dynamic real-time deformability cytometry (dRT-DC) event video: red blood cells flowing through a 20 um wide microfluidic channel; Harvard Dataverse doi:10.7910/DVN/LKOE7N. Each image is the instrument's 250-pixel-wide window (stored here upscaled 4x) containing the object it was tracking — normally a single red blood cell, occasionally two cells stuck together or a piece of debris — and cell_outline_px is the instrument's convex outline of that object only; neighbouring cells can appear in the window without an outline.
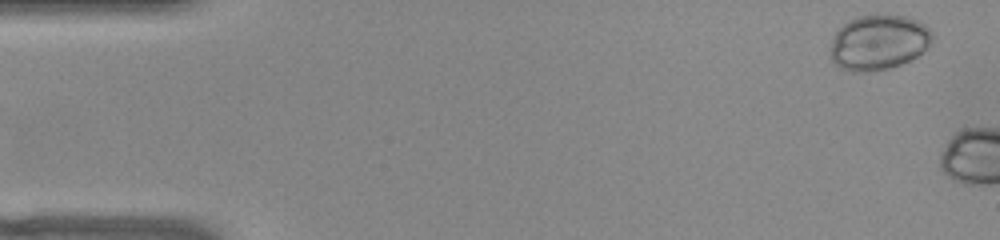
{"species": "common noctule bat (a hibernating species)", "species_latin": "Nyctalus noctula", "temperature_condition": "warm", "stored_images_in_passage": 5, "camera_frame_rate_fps": 3000, "um_per_image_px": 0.085, "animal": {"sex": "female", "body_mass_g": 22.0, "forearm_length_mm": 56.7}, "frame": {"image": 1, "passage_image": 2, "time_ms": 0.333, "image_size_px": [1000, 240], "cell_outline_px": [[932, 40], [916, 56], [900, 64], [888, 68], [868, 72], [852, 72], [840, 68], [832, 60], [828, 52], [832, 36], [848, 20], [860, 16], [908, 16], [924, 24], [932, 32]], "centroid_in_image_um": [74.62, 3.62], "position_along_channel_um": 10.4, "area_um2": 32.48}}